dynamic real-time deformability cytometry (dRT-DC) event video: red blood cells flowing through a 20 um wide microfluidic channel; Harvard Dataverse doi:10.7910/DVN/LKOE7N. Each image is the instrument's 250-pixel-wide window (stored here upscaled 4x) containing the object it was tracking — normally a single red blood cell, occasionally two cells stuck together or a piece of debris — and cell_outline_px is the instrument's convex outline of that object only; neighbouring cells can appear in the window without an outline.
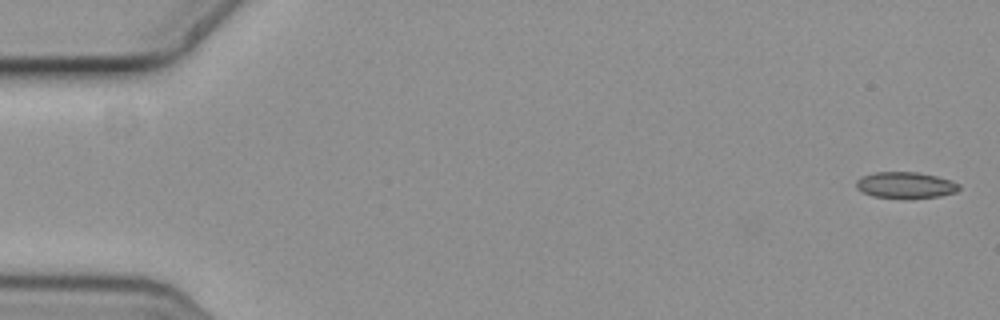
{"species": "common noctule bat (a hibernating species)", "species_latin": "Nyctalus noctula", "temperature_condition": "cold", "stored_images_in_passage": 6, "camera_frame_rate_fps": 3000, "um_per_image_px": 0.085, "animal": {"sex": "female", "body_mass_g": 19.3, "forearm_length_mm": 54.1}, "frame": {"image": 1, "passage_image": 1, "time_ms": 0.0, "image_size_px": [1000, 320], "cell_outline_px": [[960, 188], [956, 192], [936, 196], [872, 196], [856, 188], [856, 180], [864, 176], [876, 172], [916, 172], [936, 176], [960, 184]], "centroid_in_image_um": [76.95, 15.7], "position_along_channel_um": 8.0, "area_um2": 14.91}}
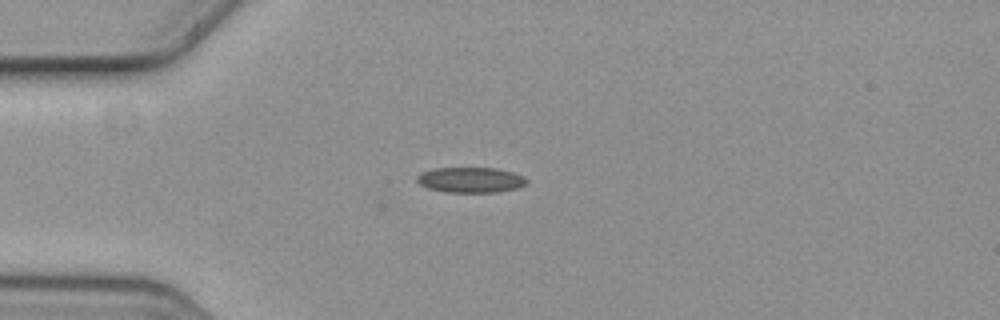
{"frame": {"image": 2, "passage_image": 5, "time_ms": 1.333, "image_size_px": [1000, 320], "cell_outline_px": [[528, 184], [516, 188], [496, 192], [444, 192], [428, 188], [420, 184], [416, 180], [416, 176], [424, 172], [436, 168], [496, 168], [512, 172], [524, 176], [528, 180]], "centroid_in_image_um": [40.03, 15.29], "position_along_channel_um": 45.0, "area_um2": 16.18}}